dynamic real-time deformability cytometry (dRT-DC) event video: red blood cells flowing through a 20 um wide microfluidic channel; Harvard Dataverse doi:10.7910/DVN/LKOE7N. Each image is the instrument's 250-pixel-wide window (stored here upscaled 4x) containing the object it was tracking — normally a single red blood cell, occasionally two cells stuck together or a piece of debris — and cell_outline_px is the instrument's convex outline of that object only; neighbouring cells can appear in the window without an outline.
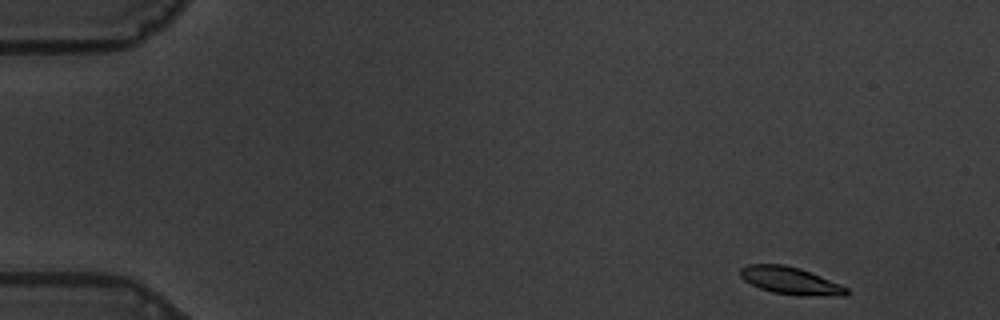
{"species": "common noctule bat (a hibernating species)", "species_latin": "Nyctalus noctula", "temperature_condition": "warm", "stored_images_in_passage": 53, "camera_frame_rate_fps": 3000, "um_per_image_px": 0.085, "animal": {"sex": "male", "body_mass_g": 19.5, "forearm_length_mm": 54.6}, "frame": {"image": 1, "passage_image": 1, "time_ms": 0.0, "image_size_px": [1000, 320], "cell_outline_px": [[848, 292], [844, 296], [800, 296], [772, 292], [760, 288], [744, 280], [740, 276], [740, 268], [748, 264], [784, 264], [800, 268], [840, 284], [848, 288]], "centroid_in_image_um": [67.19, 23.86], "position_along_channel_um": 17.8, "area_um2": 16.99}}
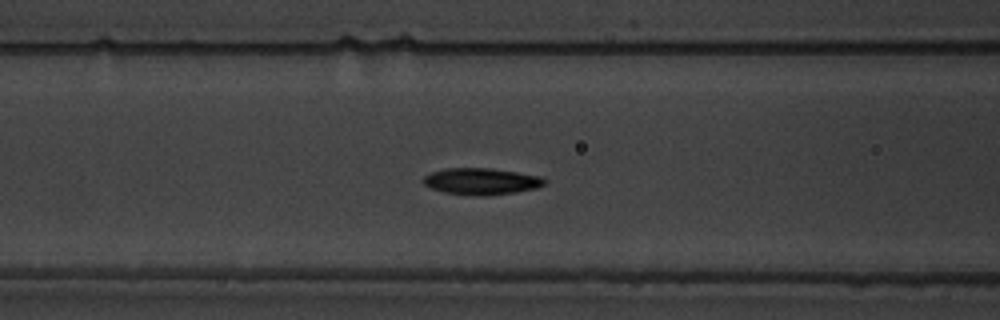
{"frame": {"image": 2, "passage_image": 20, "time_ms": 6.333, "image_size_px": [1000, 320], "cell_outline_px": [[548, 180], [544, 184], [536, 188], [516, 192], [488, 196], [472, 196], [444, 192], [432, 188], [424, 184], [424, 176], [432, 172], [448, 168], [488, 168], [516, 172], [540, 176]], "centroid_in_image_um": [40.93, 15.42], "position_along_channel_um": 125.7, "area_um2": 18.73}}
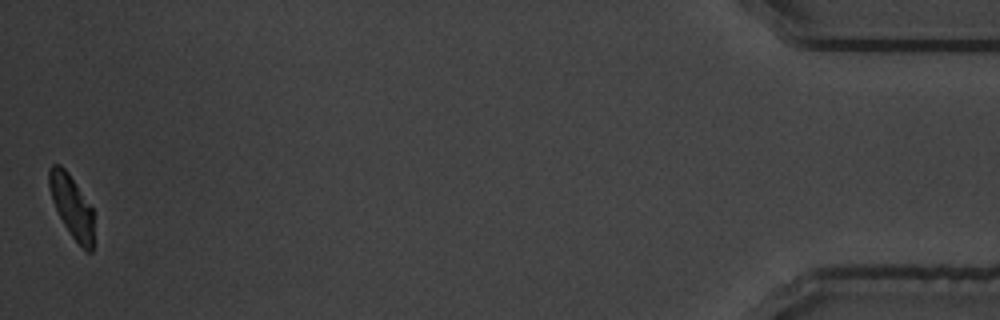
{"frame": {"image": 3, "passage_image": 53, "time_ms": 17.333, "image_size_px": [1000, 320], "cell_outline_px": [[92, 252], [88, 252], [72, 236], [64, 224], [52, 200], [48, 184], [48, 168], [52, 164], [60, 164], [68, 172], [92, 208]], "centroid_in_image_um": [6.05, 17.46], "position_along_channel_um": 429.1, "area_um2": 15.78}, "authors_computed_cell_mechanics": {"area_um2": 17.7446, "velocity_mm_per_s": 3.5425, "shape_relaxation_time_tau1_ms": 2.4795, "shape_relaxation_time_tau2_ms": 2.5899, "deformation_change_tau1": 0.1385, "deformation_change_tau2": 0.07}}